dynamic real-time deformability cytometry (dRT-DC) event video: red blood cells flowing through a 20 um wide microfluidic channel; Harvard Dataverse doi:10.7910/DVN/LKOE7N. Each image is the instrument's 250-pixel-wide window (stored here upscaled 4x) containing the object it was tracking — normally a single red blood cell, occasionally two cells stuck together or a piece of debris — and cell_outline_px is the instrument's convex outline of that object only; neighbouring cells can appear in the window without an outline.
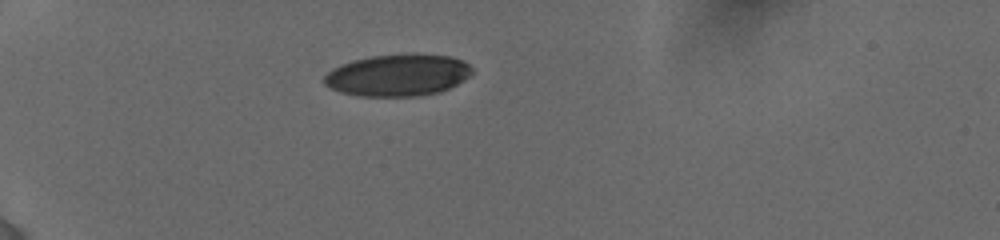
{"species": "human", "species_latin": "Homo sapiens", "temperature_condition": "cold", "stored_images_in_passage": 10, "camera_frame_rate_fps": 3000, "um_per_image_px": 0.085, "donor": {"sex": "female"}, "frame": {"image": 1, "passage_image": 1, "time_ms": 0.0, "image_size_px": [1000, 240], "cell_outline_px": [[472, 72], [464, 80], [440, 92], [420, 96], [356, 96], [340, 92], [324, 84], [324, 76], [332, 68], [340, 64], [372, 56], [448, 56], [460, 60], [468, 64], [472, 68]], "centroid_in_image_um": [33.77, 6.43], "position_along_channel_um": 51.2, "area_um2": 35.2}}
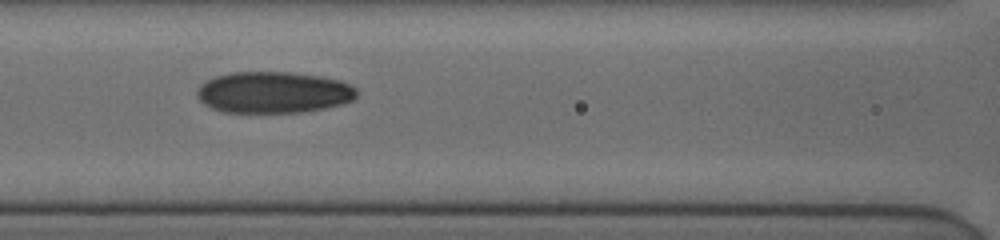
{"frame": {"image": 2, "passage_image": 6, "time_ms": 3.333, "image_size_px": [1000, 240], "cell_outline_px": [[356, 96], [352, 100], [340, 104], [324, 108], [300, 112], [224, 112], [212, 108], [204, 104], [196, 96], [196, 92], [200, 84], [216, 76], [232, 72], [292, 72], [316, 76], [336, 80], [348, 84], [356, 88]], "centroid_in_image_um": [23.19, 7.85], "position_along_channel_um": 143.4, "area_um2": 38.21}}
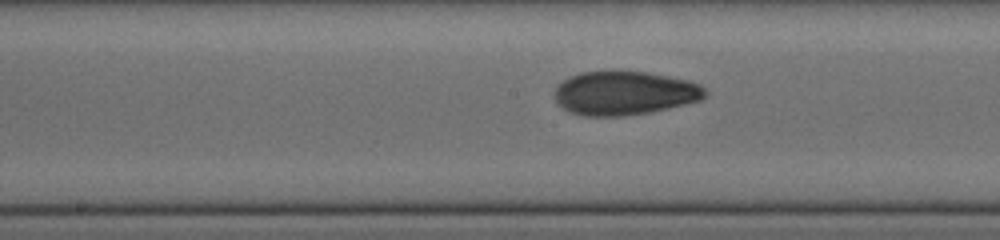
{"frame": {"image": 3, "passage_image": 9, "time_ms": 4.667, "image_size_px": [1000, 240], "cell_outline_px": [[704, 96], [700, 100], [652, 112], [624, 116], [584, 116], [568, 112], [556, 100], [556, 88], [568, 76], [580, 72], [608, 68], [612, 68], [648, 72], [688, 80], [700, 84], [704, 88]], "centroid_in_image_um": [53.05, 7.87], "position_along_channel_um": 195.2, "area_um2": 39.13}}